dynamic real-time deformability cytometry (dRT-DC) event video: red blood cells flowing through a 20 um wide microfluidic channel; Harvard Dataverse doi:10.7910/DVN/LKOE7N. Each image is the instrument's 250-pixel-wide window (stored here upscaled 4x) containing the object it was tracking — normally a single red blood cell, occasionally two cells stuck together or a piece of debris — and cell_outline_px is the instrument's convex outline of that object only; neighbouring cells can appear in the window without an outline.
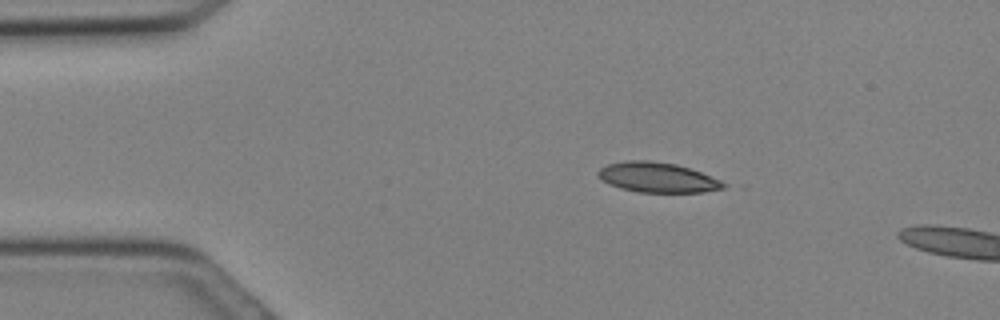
{"species": "Egyptian fruit bat (a non-hibernating species)", "species_latin": "Rousettus aegyptiacus", "temperature_condition": "cold", "stored_images_in_passage": 7, "camera_frame_rate_fps": 3000, "um_per_image_px": 0.085, "animal": {"sex": "female"}, "frame": {"image": 1, "passage_image": 5, "time_ms": 1.333, "image_size_px": [1000, 320], "cell_outline_px": [[728, 184], [724, 188], [704, 192], [640, 192], [620, 188], [604, 180], [596, 172], [600, 168], [608, 164], [628, 160], [648, 160], [676, 164], [700, 172], [720, 180]], "centroid_in_image_um": [55.91, 15.08], "position_along_channel_um": 29.1, "area_um2": 21.62}}